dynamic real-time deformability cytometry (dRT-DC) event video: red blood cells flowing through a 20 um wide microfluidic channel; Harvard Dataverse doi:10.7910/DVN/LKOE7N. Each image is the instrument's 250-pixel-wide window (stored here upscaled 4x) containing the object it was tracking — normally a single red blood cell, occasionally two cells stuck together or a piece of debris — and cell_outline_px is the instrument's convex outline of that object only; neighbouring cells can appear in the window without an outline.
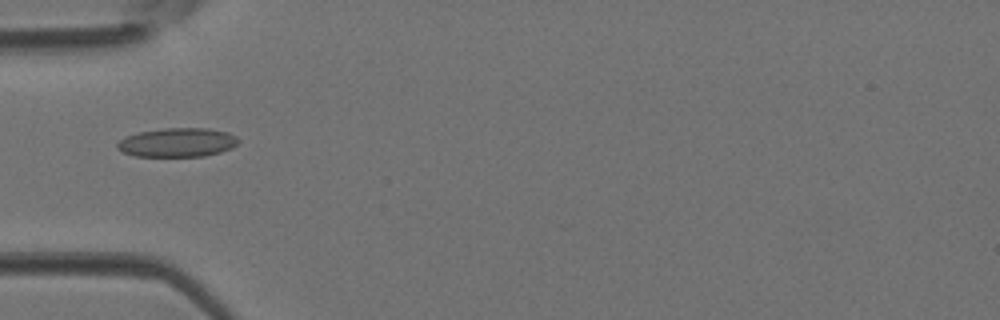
{"species": "Egyptian fruit bat (a non-hibernating species)", "species_latin": "Rousettus aegyptiacus", "temperature_condition": "room temperature", "stored_images_in_passage": 28, "camera_frame_rate_fps": 3000, "um_per_image_px": 0.085, "animal": {"sex": "female"}, "frame": {"image": 1, "passage_image": 7, "time_ms": 2.0, "image_size_px": [1000, 320], "cell_outline_px": [[240, 140], [232, 148], [220, 152], [204, 156], [136, 156], [124, 152], [116, 148], [116, 144], [124, 136], [136, 132], [164, 128], [208, 128], [228, 132], [236, 136]], "centroid_in_image_um": [15.07, 12.1], "position_along_channel_um": 69.9, "area_um2": 20.58}}
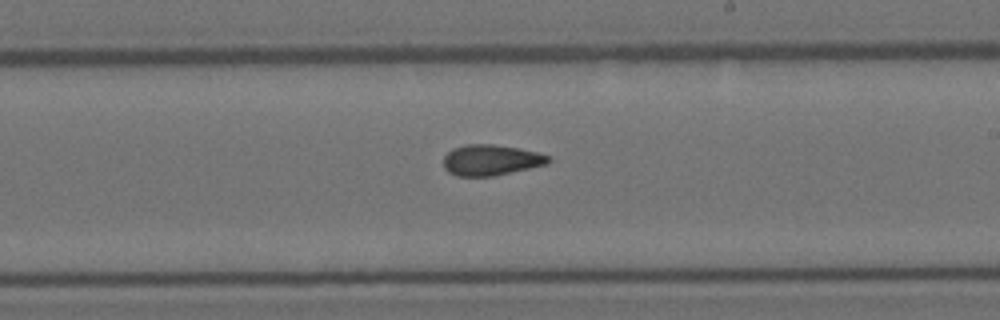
{"frame": {"image": 2, "passage_image": 18, "time_ms": 5.667, "image_size_px": [1000, 320], "cell_outline_px": [[552, 160], [548, 164], [496, 176], [456, 176], [448, 172], [444, 168], [444, 156], [452, 148], [468, 144], [492, 144], [520, 148], [552, 156]], "centroid_in_image_um": [41.76, 13.61], "position_along_channel_um": 247.2, "area_um2": 19.07}}
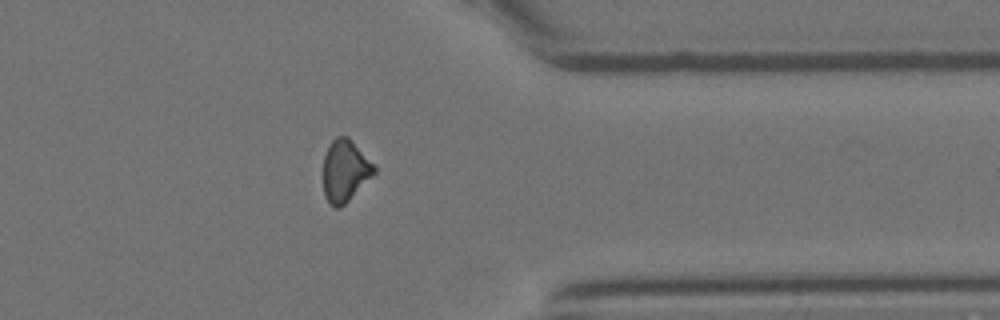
{"frame": {"image": 3, "passage_image": 27, "time_ms": 8.667, "image_size_px": [1000, 320], "cell_outline_px": [[376, 172], [340, 208], [336, 208], [324, 196], [324, 156], [332, 140], [336, 136], [348, 136], [376, 164]], "centroid_in_image_um": [29.36, 14.47], "position_along_channel_um": 382.0, "area_um2": 18.26}}